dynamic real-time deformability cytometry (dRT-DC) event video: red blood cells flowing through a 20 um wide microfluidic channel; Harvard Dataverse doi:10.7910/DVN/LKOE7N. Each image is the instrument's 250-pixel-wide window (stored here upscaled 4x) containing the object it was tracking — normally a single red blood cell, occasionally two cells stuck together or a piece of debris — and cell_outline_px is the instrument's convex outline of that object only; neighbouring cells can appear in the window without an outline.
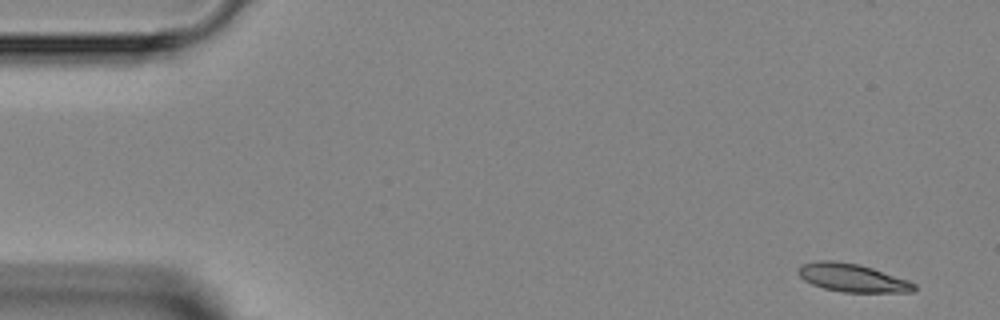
{"species": "Egyptian fruit bat (a non-hibernating species)", "species_latin": "Rousettus aegyptiacus", "temperature_condition": "room temperature", "stored_images_in_passage": 3, "camera_frame_rate_fps": 3000, "um_per_image_px": 0.085, "animal": {"sex": "female"}, "frame": {"image": 1, "passage_image": 1, "time_ms": 0.0, "image_size_px": [1000, 320], "cell_outline_px": [[916, 292], [844, 292], [824, 288], [812, 284], [804, 280], [796, 272], [796, 268], [800, 264], [820, 260], [832, 260], [860, 264], [908, 280], [916, 284]], "centroid_in_image_um": [72.42, 23.6], "position_along_channel_um": 12.6, "area_um2": 19.13}}